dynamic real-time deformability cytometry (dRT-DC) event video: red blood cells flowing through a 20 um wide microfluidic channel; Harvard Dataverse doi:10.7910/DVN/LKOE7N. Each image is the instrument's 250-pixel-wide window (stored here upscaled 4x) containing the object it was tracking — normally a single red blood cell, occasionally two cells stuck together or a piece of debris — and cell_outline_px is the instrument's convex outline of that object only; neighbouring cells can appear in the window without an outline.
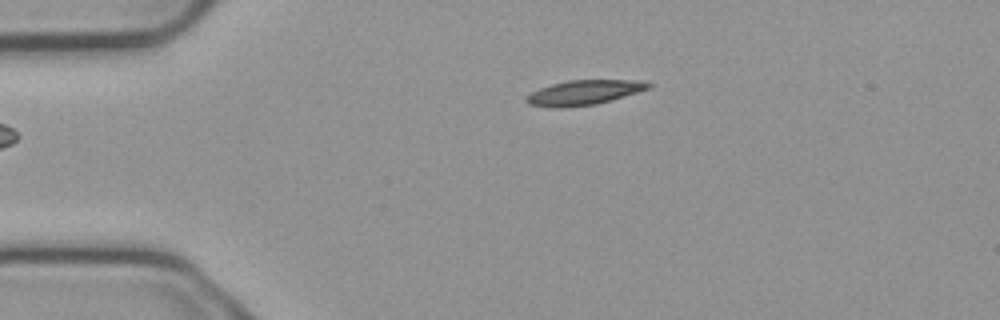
{"species": "common noctule bat (a hibernating species)", "species_latin": "Nyctalus noctula", "temperature_condition": "cold", "stored_images_in_passage": 3, "camera_frame_rate_fps": 3000, "um_per_image_px": 0.085, "animal": {"sex": "male", "body_mass_g": 23.1, "forearm_length_mm": 52.7}, "frame": {"image": 1, "passage_image": 3, "time_ms": 0.667, "image_size_px": [1000, 320], "cell_outline_px": [[652, 88], [596, 104], [560, 108], [556, 108], [528, 104], [524, 100], [532, 92], [540, 88], [552, 84], [568, 80], [640, 80], [652, 84]], "centroid_in_image_um": [49.66, 7.86], "position_along_channel_um": 35.3, "area_um2": 17.51}}